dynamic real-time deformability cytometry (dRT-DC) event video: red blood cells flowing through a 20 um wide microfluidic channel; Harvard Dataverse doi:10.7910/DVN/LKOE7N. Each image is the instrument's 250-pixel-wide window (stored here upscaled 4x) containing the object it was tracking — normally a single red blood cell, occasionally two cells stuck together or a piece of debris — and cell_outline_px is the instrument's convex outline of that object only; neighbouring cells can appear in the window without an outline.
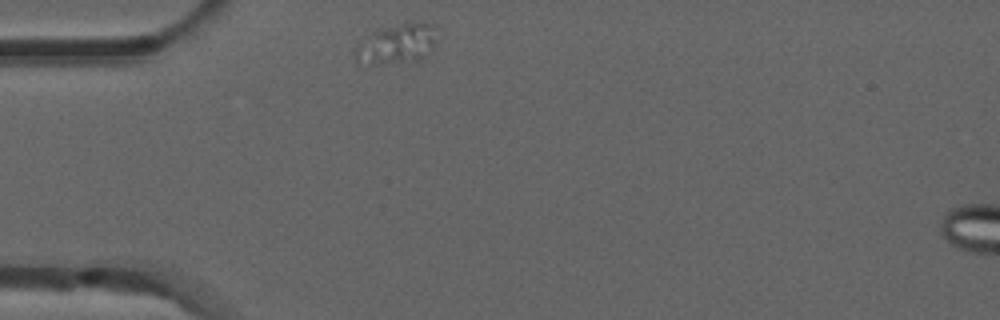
{"species": "common noctule bat (a hibernating species)", "species_latin": "Nyctalus noctula", "temperature_condition": "room temperature", "stored_images_in_passage": 2, "camera_frame_rate_fps": 3000, "um_per_image_px": 0.085, "animal": {"sex": "male", "forearm_length_mm": 52.5}, "frame": {"image": 1, "passage_image": 1, "time_ms": 0.0, "image_size_px": [1000, 320], "cell_outline_px": [[436, 44], [424, 60], [372, 64], [356, 64], [356, 48], [364, 36], [372, 32], [420, 20], [436, 24]], "centroid_in_image_um": [33.81, 3.73], "position_along_channel_um": 51.2, "area_um2": 19.25}}